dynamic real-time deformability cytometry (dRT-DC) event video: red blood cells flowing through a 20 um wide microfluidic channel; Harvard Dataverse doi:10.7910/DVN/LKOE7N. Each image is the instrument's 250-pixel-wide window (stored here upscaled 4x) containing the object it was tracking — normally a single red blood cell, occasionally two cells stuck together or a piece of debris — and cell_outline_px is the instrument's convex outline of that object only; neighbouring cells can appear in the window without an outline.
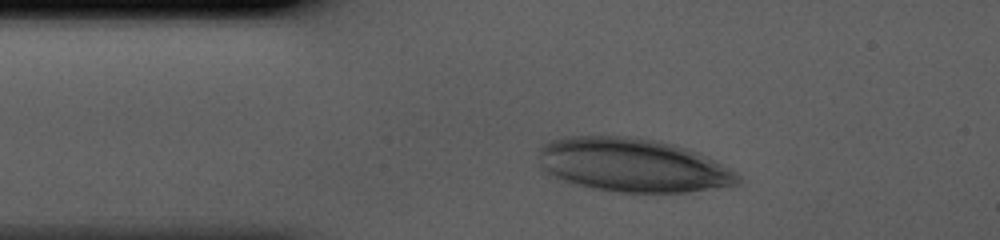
{"species": "human", "species_latin": "Homo sapiens", "temperature_condition": "cold", "stored_images_in_passage": 30, "camera_frame_rate_fps": 3000, "um_per_image_px": 0.085, "donor": {"sex": "male"}, "frame": {"image": 1, "passage_image": 1, "time_ms": 0.0, "image_size_px": [1000, 240], "cell_outline_px": [[740, 180], [736, 184], [688, 192], [616, 192], [564, 184], [540, 172], [540, 148], [548, 140], [564, 136], [628, 136], [652, 140], [672, 144], [688, 148], [736, 172], [740, 176]], "centroid_in_image_um": [53.62, 14.05], "position_along_channel_um": 31.4, "area_um2": 62.83}}
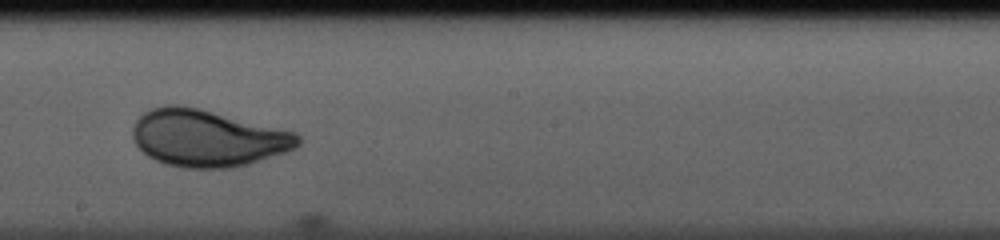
{"frame": {"image": 2, "passage_image": 17, "time_ms": 5.333, "image_size_px": [1000, 240], "cell_outline_px": [[300, 144], [296, 148], [288, 152], [248, 164], [228, 168], [184, 168], [164, 164], [148, 156], [132, 140], [132, 128], [136, 120], [144, 112], [152, 108], [168, 104], [180, 104], [200, 108], [296, 132], [300, 136]], "centroid_in_image_um": [17.64, 11.74], "position_along_channel_um": 230.6, "area_um2": 55.2}}
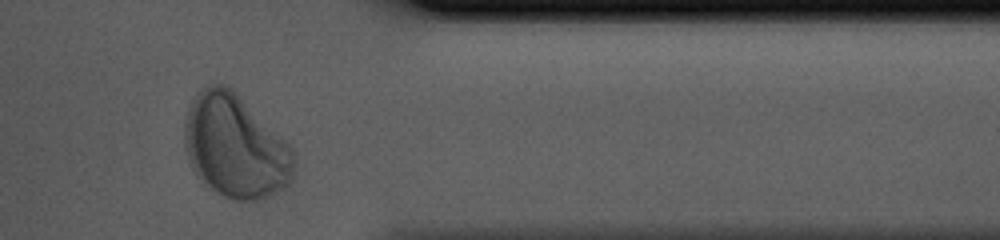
{"frame": {"image": 3, "passage_image": 29, "time_ms": 9.333, "image_size_px": [1000, 240], "cell_outline_px": [[292, 180], [284, 188], [268, 196], [256, 200], [236, 200], [224, 196], [212, 188], [196, 176], [188, 160], [184, 140], [184, 124], [188, 108], [192, 100], [200, 88], [208, 84], [228, 84], [288, 144], [292, 152]], "centroid_in_image_um": [19.94, 12.42], "position_along_channel_um": 391.5, "area_um2": 65.2}}